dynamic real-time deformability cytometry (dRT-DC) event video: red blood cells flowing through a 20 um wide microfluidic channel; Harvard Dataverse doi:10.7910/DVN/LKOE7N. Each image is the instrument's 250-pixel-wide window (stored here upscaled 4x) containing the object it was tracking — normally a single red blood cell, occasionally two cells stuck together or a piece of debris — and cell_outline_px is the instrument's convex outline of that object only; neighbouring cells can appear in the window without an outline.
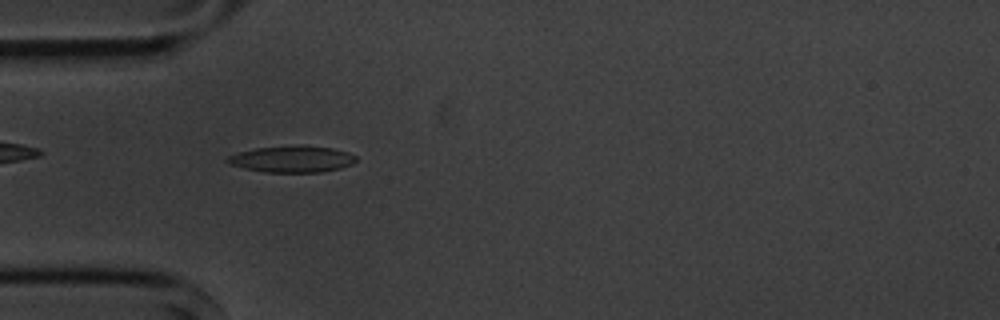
{"species": "common noctule bat (a hibernating species)", "species_latin": "Nyctalus noctula", "temperature_condition": "cold", "stored_images_in_passage": 7, "camera_frame_rate_fps": 3000, "um_per_image_px": 0.085, "animal": {"sex": "male", "body_mass_g": 20.1, "forearm_length_mm": 53.5}, "frame": {"image": 1, "passage_image": 1, "time_ms": 0.0, "image_size_px": [1000, 320], "cell_outline_px": [[356, 160], [352, 164], [340, 168], [320, 172], [264, 172], [244, 168], [228, 164], [224, 160], [228, 156], [240, 152], [256, 148], [300, 144], [304, 144], [332, 148], [348, 152], [356, 156]], "centroid_in_image_um": [24.82, 13.51], "position_along_channel_um": 60.2, "area_um2": 20.06}}
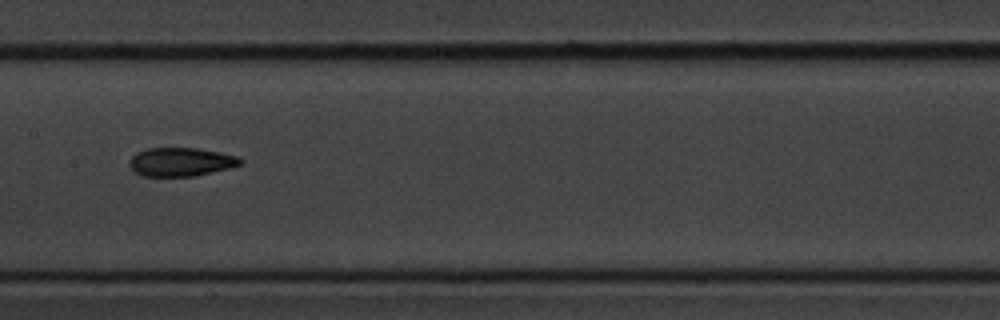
{"frame": {"image": 2, "passage_image": 4, "time_ms": 3.667, "image_size_px": [1000, 320], "cell_outline_px": [[244, 160], [240, 164], [228, 168], [196, 176], [144, 176], [136, 172], [128, 164], [128, 160], [136, 152], [148, 148], [196, 148], [220, 152], [240, 156]], "centroid_in_image_um": [15.38, 13.75], "position_along_channel_um": 192.0, "area_um2": 18.55}}
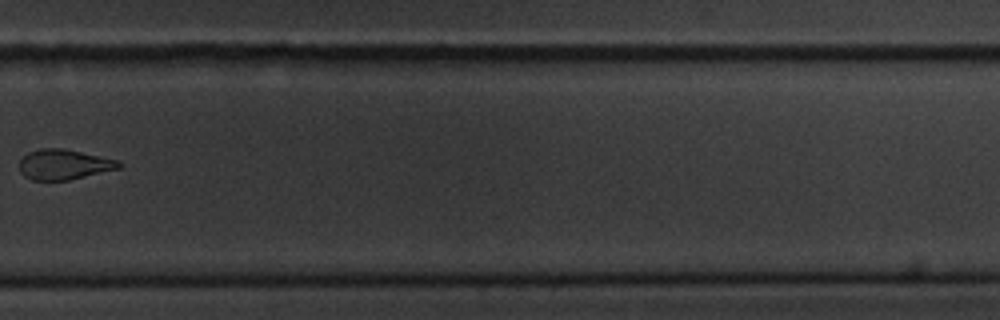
{"frame": {"image": 3, "passage_image": 7, "time_ms": 7.333, "image_size_px": [1000, 320], "cell_outline_px": [[120, 168], [68, 180], [32, 180], [24, 176], [20, 172], [20, 160], [28, 152], [40, 148], [60, 148], [120, 160]], "centroid_in_image_um": [5.41, 13.98], "position_along_channel_um": 324.4, "area_um2": 17.34}}